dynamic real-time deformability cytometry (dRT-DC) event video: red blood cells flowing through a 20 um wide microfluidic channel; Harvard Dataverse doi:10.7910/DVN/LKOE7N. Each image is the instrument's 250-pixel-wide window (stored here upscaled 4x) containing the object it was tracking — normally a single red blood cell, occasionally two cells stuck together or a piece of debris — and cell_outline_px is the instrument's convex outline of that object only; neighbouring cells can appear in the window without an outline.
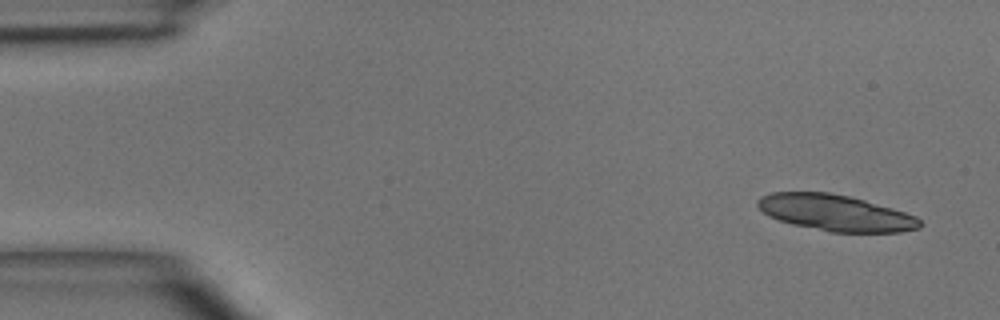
{"species": "common noctule bat (a hibernating species)", "species_latin": "Nyctalus noctula", "temperature_condition": "room temperature", "stored_images_in_passage": 4, "camera_frame_rate_fps": 3000, "um_per_image_px": 0.085, "animal": {"sex": "male", "body_mass_g": 15.6}, "frame": {"image": 1, "passage_image": 1, "time_ms": 0.0, "image_size_px": [1000, 320], "cell_outline_px": [[924, 224], [920, 228], [900, 232], [832, 232], [792, 224], [768, 216], [756, 204], [756, 200], [760, 196], [772, 192], [828, 192], [852, 196], [892, 208], [916, 216]], "centroid_in_image_um": [71.03, 18.08], "position_along_channel_um": 14.0, "area_um2": 34.28}}
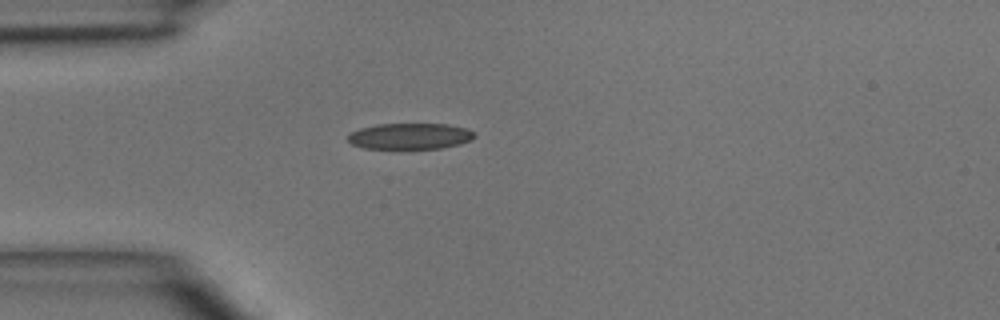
{"frame": {"image": 2, "passage_image": 4, "time_ms": 20.667, "image_size_px": [1000, 320], "cell_outline_px": [[476, 136], [472, 140], [460, 144], [440, 148], [400, 152], [364, 148], [352, 144], [348, 140], [348, 136], [352, 132], [360, 128], [376, 124], [448, 124], [464, 128], [476, 132]], "centroid_in_image_um": [34.84, 11.63], "position_along_channel_um": 50.2, "area_um2": 20.23}}